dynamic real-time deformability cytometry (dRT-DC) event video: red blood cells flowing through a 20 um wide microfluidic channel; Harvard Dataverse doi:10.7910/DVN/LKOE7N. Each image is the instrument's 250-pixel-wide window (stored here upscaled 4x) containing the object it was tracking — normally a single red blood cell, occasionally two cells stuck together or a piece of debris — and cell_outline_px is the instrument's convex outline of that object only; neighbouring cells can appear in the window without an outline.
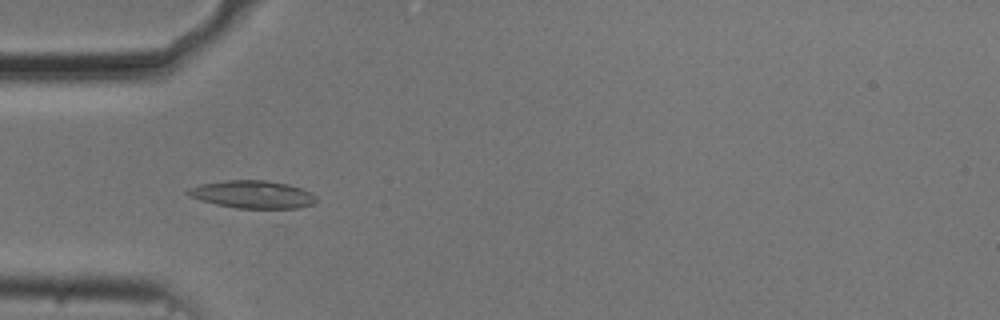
{"species": "common noctule bat (a hibernating species)", "species_latin": "Nyctalus noctula", "temperature_condition": "cold", "stored_images_in_passage": 43, "camera_frame_rate_fps": 3000, "um_per_image_px": 0.085, "animal": {"sex": "male", "body_mass_g": 20.5, "forearm_length_mm": 52.5}, "frame": {"image": 1, "passage_image": 13, "time_ms": 4.0, "image_size_px": [1000, 320], "cell_outline_px": [[320, 200], [316, 204], [296, 208], [236, 208], [216, 204], [200, 200], [188, 196], [184, 192], [188, 188], [200, 184], [228, 180], [264, 180], [288, 184], [312, 192]], "centroid_in_image_um": [21.49, 16.53], "position_along_channel_um": 63.5, "area_um2": 20.92}}
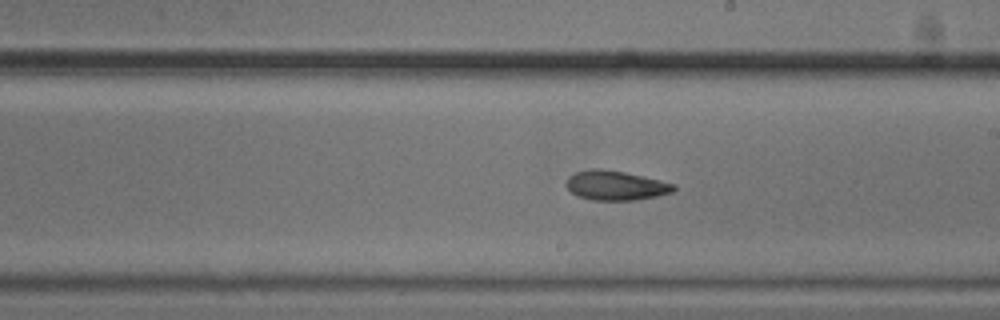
{"frame": {"image": 2, "passage_image": 27, "time_ms": 8.667, "image_size_px": [1000, 320], "cell_outline_px": [[676, 188], [672, 192], [656, 196], [636, 200], [592, 200], [576, 196], [568, 188], [568, 176], [576, 172], [592, 168], [600, 168], [624, 172], [644, 176], [676, 184]], "centroid_in_image_um": [52.35, 15.76], "position_along_channel_um": 236.6, "area_um2": 18.44}}
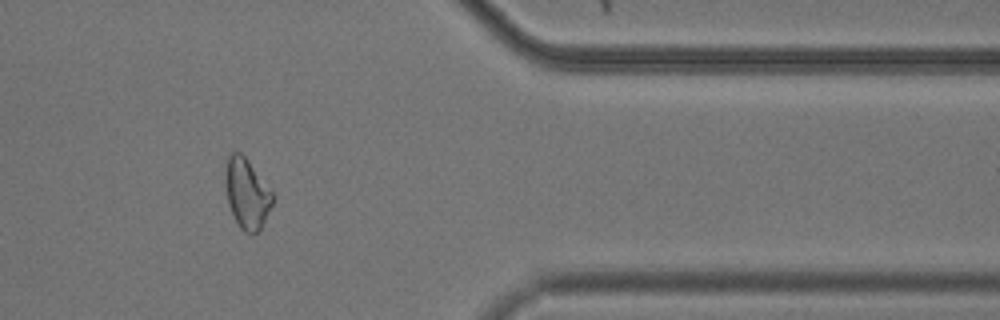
{"frame": {"image": 3, "passage_image": 41, "time_ms": 13.333, "image_size_px": [1000, 320], "cell_outline_px": [[276, 196], [260, 228], [256, 232], [244, 232], [240, 228], [228, 204], [224, 176], [228, 156], [232, 152], [240, 152], [248, 160]], "centroid_in_image_um": [20.98, 16.42], "position_along_channel_um": 390.4, "area_um2": 19.07}, "authors_computed_cell_mechanics": {"area_um2": 18.6694, "velocity_mm_per_s": 3.7135, "shape_relaxation_time_tau1_ms": 9.4644, "shape_relaxation_time_tau2_ms": 10.7188, "deformation_change_tau1": 0.1547, "deformation_change_tau2": 0.2151}}